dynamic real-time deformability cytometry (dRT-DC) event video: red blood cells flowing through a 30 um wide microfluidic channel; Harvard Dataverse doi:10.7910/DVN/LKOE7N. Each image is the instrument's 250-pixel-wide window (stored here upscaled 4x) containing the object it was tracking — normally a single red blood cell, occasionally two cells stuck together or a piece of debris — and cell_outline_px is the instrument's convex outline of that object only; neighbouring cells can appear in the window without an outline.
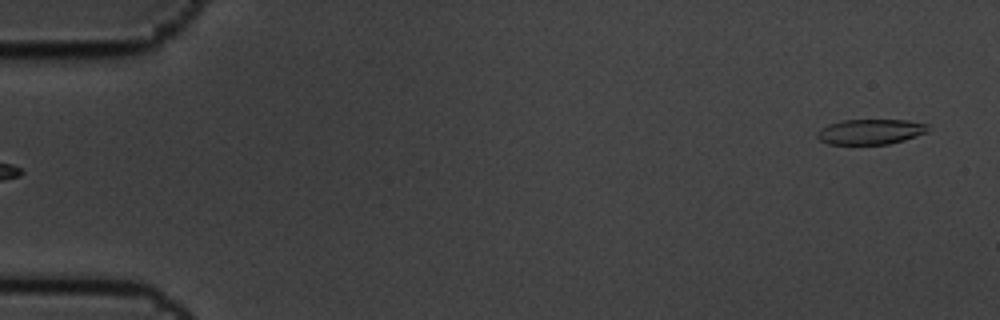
{"species": "common noctule bat (a hibernating species)", "species_latin": "Nyctalus noctula", "temperature_condition": "cold", "stored_images_in_passage": 6, "segment_of_instrument_passage": [2, 2], "camera_frame_rate_fps": 3000, "um_per_image_px": 0.085, "animal": {"sex": "male", "body_mass_g": 19.5, "forearm_length_mm": 54.6}, "frame": {"image": 1, "passage_image": 6, "time_ms": 1.667, "image_size_px": [1000, 320], "cell_outline_px": [[928, 132], [904, 140], [888, 144], [828, 144], [820, 140], [816, 136], [816, 132], [820, 128], [828, 124], [840, 120], [908, 120], [928, 124]], "centroid_in_image_um": [73.97, 11.19], "position_along_channel_um": 11.0, "area_um2": 16.42}}